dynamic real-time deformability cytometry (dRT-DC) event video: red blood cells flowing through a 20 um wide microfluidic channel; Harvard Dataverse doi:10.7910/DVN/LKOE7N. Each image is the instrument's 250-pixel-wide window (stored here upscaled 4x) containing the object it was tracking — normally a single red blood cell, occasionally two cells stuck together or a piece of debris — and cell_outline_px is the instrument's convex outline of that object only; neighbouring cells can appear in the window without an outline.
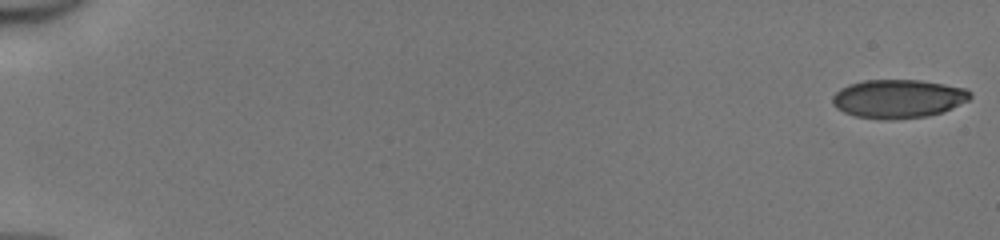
{"species": "human", "species_latin": "Homo sapiens", "temperature_condition": "cold", "stored_images_in_passage": 51, "camera_frame_rate_fps": 3000, "um_per_image_px": 0.085, "donor": {"sex": "male"}, "frame": {"image": 1, "passage_image": 1, "time_ms": 0.0, "image_size_px": [1000, 240], "cell_outline_px": [[972, 96], [968, 100], [952, 108], [928, 116], [888, 120], [856, 116], [844, 112], [836, 108], [832, 104], [832, 96], [840, 88], [848, 84], [864, 80], [920, 80], [968, 88], [972, 92]], "centroid_in_image_um": [76.35, 8.38], "position_along_channel_um": 8.7, "area_um2": 31.1}}
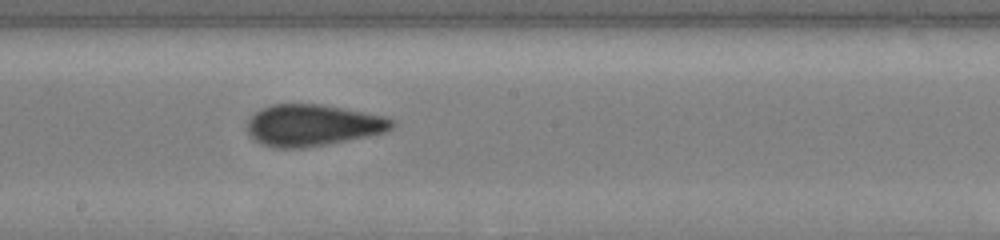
{"frame": {"image": 2, "passage_image": 30, "time_ms": 9.667, "image_size_px": [1000, 240], "cell_outline_px": [[396, 124], [388, 132], [348, 140], [304, 148], [272, 148], [260, 144], [248, 136], [244, 124], [260, 108], [272, 104], [320, 104], [344, 108], [388, 116], [396, 120]], "centroid_in_image_um": [26.57, 10.65], "position_along_channel_um": 221.6, "area_um2": 35.78}}
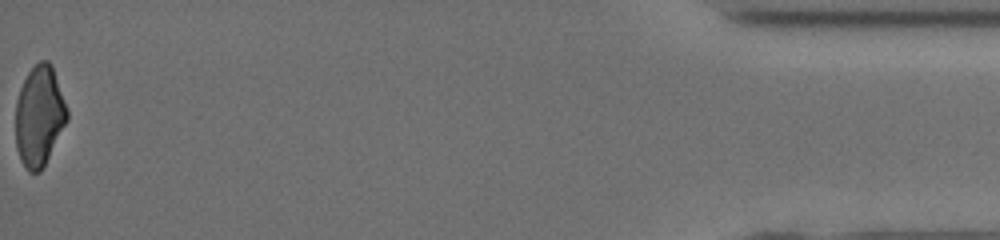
{"frame": {"image": 3, "passage_image": 51, "time_ms": 16.667, "image_size_px": [1000, 240], "cell_outline_px": [[68, 120], [40, 172], [28, 172], [24, 168], [20, 160], [16, 148], [16, 100], [20, 88], [28, 72], [40, 60], [48, 60], [52, 64], [68, 112]], "centroid_in_image_um": [3.33, 9.87], "position_along_channel_um": 431.9, "area_um2": 30.06}, "authors_computed_cell_mechanics": {"area_um2": 33.3506, "velocity_mm_per_s": 4.1865, "shape_relaxation_time_tau1_ms": null, "shape_relaxation_time_tau2_ms": 0.9627, "deformation_change_tau1": null, "deformation_change_tau2": 0.0874}}